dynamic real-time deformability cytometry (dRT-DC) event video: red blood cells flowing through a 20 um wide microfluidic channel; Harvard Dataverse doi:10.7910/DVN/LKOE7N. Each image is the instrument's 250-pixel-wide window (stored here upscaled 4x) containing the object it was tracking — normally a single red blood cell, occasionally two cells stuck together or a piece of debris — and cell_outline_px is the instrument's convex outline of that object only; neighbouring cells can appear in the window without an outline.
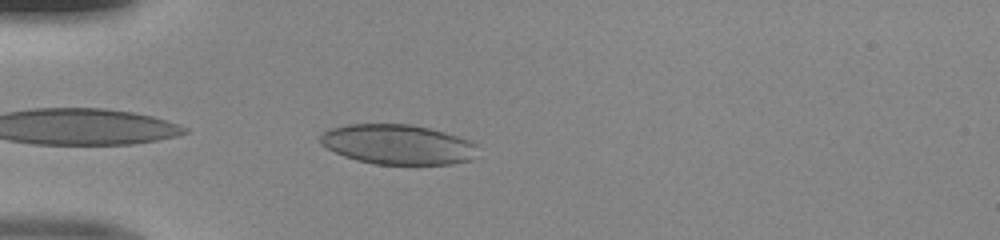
{"species": "human", "species_latin": "Homo sapiens", "temperature_condition": "room temperature", "stored_images_in_passage": 35, "camera_frame_rate_fps": 3000, "um_per_image_px": 0.085, "donor": {"sex": "male"}, "frame": {"image": 1, "passage_image": 1, "time_ms": 0.0, "image_size_px": [1000, 240], "cell_outline_px": [[476, 144], [472, 160], [452, 164], [376, 164], [356, 160], [344, 156], [320, 144], [320, 136], [324, 132], [332, 128], [348, 124], [408, 124], [428, 128], [444, 132], [468, 140]], "centroid_in_image_um": [33.78, 12.28], "position_along_channel_um": 51.2, "area_um2": 36.24}}
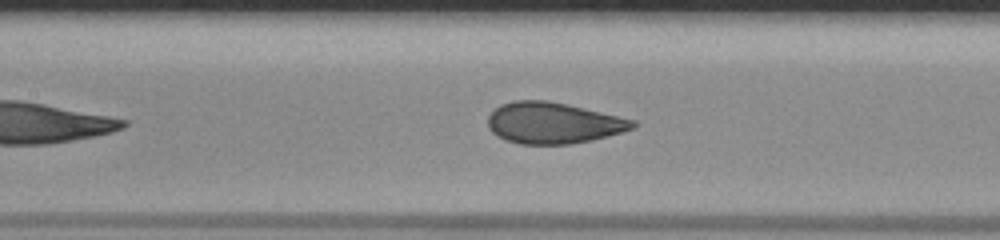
{"frame": {"image": 2, "passage_image": 10, "time_ms": 3.0, "image_size_px": [1000, 240], "cell_outline_px": [[636, 124], [632, 128], [620, 132], [592, 140], [572, 144], [520, 144], [504, 140], [496, 136], [488, 128], [488, 116], [500, 104], [512, 100], [548, 100], [568, 104], [636, 120]], "centroid_in_image_um": [46.98, 10.45], "position_along_channel_um": 160.4, "area_um2": 34.91}}
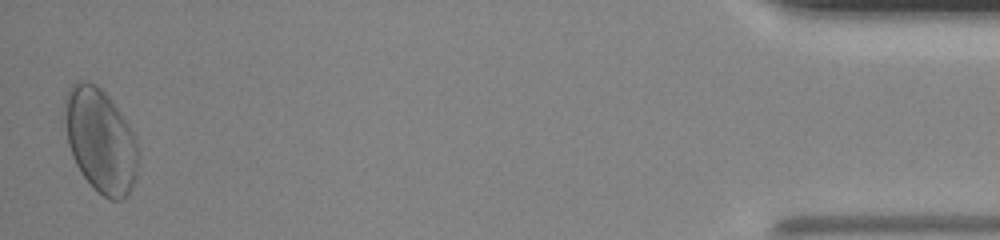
{"frame": {"image": 3, "passage_image": 35, "time_ms": 11.333, "image_size_px": [1000, 240], "cell_outline_px": [[140, 152], [136, 176], [128, 196], [124, 200], [108, 200], [92, 188], [80, 172], [72, 156], [68, 144], [64, 116], [64, 96], [68, 88], [76, 80], [88, 80], [96, 84], [112, 100], [128, 124], [136, 140]], "centroid_in_image_um": [8.54, 11.95], "position_along_channel_um": 426.7, "area_um2": 45.32}}